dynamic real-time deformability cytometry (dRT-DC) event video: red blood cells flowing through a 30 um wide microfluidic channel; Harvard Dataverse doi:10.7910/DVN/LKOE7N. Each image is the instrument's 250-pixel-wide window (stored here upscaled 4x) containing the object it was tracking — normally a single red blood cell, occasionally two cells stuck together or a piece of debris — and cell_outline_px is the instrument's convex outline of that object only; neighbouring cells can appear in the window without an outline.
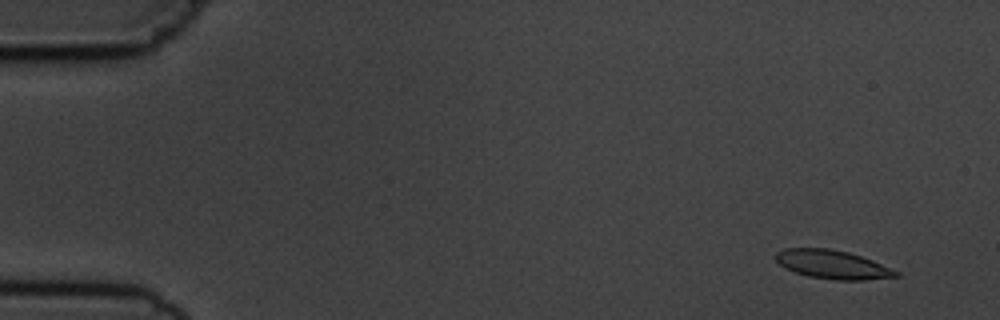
{"species": "common noctule bat (a hibernating species)", "species_latin": "Nyctalus noctula", "temperature_condition": "cold", "stored_images_in_passage": 7, "camera_frame_rate_fps": 3000, "um_per_image_px": 0.085, "animal": {"sex": "male", "body_mass_g": 19.5, "forearm_length_mm": 54.6}, "frame": {"image": 1, "passage_image": 1, "time_ms": 0.0, "image_size_px": [1000, 320], "cell_outline_px": [[900, 276], [864, 280], [836, 280], [808, 276], [784, 268], [776, 260], [776, 252], [784, 248], [828, 248], [848, 252], [872, 260], [900, 272]], "centroid_in_image_um": [70.76, 22.48], "position_along_channel_um": 14.2, "area_um2": 20.0}}
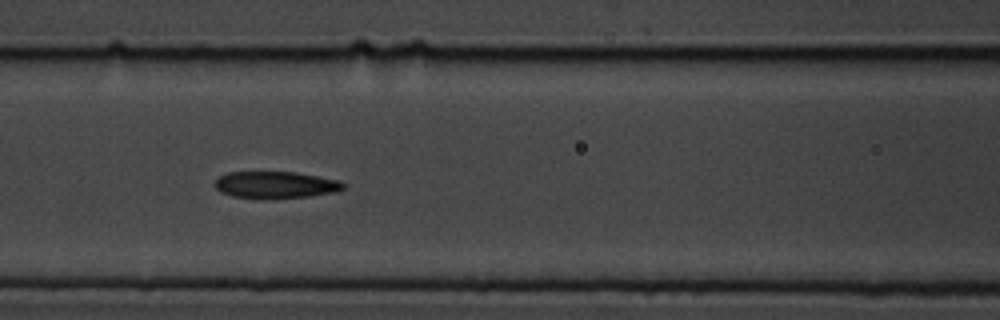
{"frame": {"image": 2, "passage_image": 6, "time_ms": 6.667, "image_size_px": [1000, 320], "cell_outline_px": [[344, 188], [336, 192], [308, 196], [268, 200], [232, 196], [220, 192], [216, 188], [216, 180], [220, 176], [228, 172], [296, 172], [340, 180], [344, 184]], "centroid_in_image_um": [23.43, 15.73], "position_along_channel_um": 143.2, "area_um2": 20.35}}
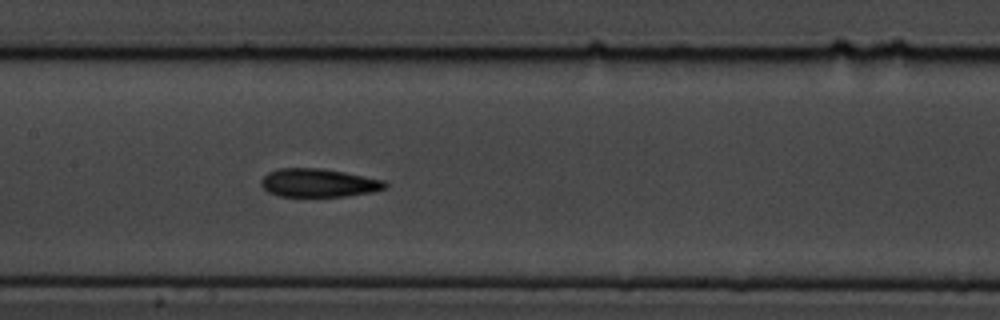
{"frame": {"image": 3, "passage_image": 7, "time_ms": 7.667, "image_size_px": [1000, 320], "cell_outline_px": [[388, 188], [372, 192], [344, 196], [280, 196], [268, 192], [260, 184], [260, 180], [268, 172], [276, 168], [320, 168], [344, 172], [384, 180], [388, 184]], "centroid_in_image_um": [27.07, 15.54], "position_along_channel_um": 180.3, "area_um2": 20.52}}